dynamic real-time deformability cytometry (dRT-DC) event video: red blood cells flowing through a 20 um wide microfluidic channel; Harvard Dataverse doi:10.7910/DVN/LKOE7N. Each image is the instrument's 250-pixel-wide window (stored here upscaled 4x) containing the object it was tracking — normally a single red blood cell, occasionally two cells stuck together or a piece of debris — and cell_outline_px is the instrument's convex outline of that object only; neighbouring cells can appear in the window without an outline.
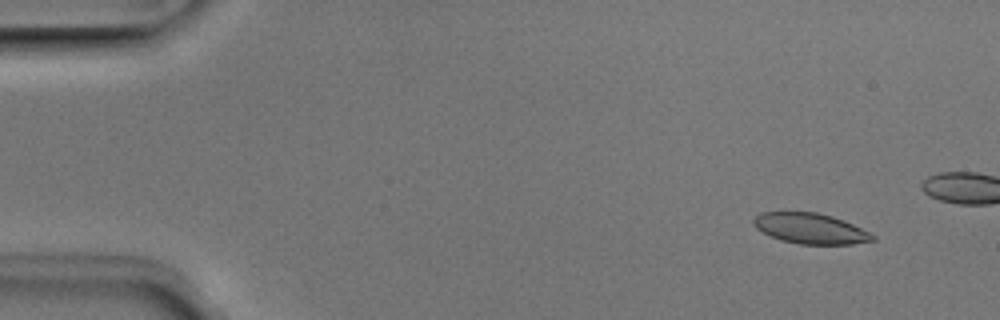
{"species": "Egyptian fruit bat (a non-hibernating species)", "species_latin": "Rousettus aegyptiacus", "temperature_condition": "room temperature", "stored_images_in_passage": 16, "camera_frame_rate_fps": 3000, "um_per_image_px": 0.085, "animal": {"sex": "male"}, "frame": {"image": 1, "passage_image": 5, "time_ms": 1.333, "image_size_px": [1000, 320], "cell_outline_px": [[876, 240], [852, 244], [800, 244], [780, 240], [756, 228], [752, 224], [752, 220], [760, 212], [816, 212], [832, 216], [844, 220], [876, 236]], "centroid_in_image_um": [68.88, 19.42], "position_along_channel_um": 16.1, "area_um2": 21.1}}